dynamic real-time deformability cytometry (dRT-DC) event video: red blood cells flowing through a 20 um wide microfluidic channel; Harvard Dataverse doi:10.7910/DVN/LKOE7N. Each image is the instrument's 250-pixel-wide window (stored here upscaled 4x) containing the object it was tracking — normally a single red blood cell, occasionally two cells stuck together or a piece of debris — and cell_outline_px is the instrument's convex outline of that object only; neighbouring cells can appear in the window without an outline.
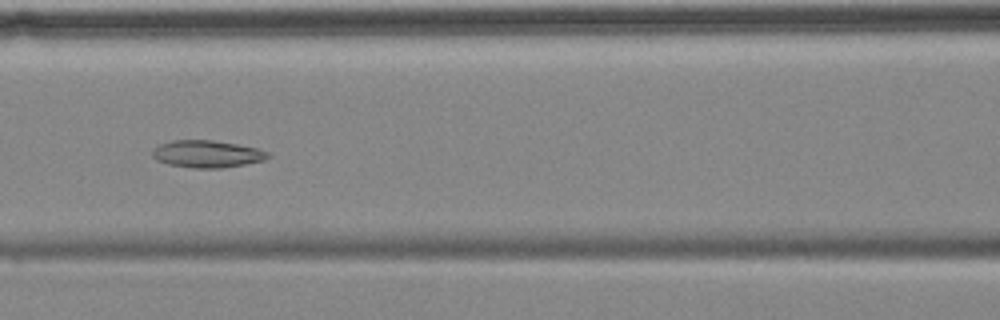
{"species": "common noctule bat (a hibernating species)", "species_latin": "Nyctalus noctula", "temperature_condition": "cold", "stored_images_in_passage": 9, "camera_frame_rate_fps": 3000, "um_per_image_px": 0.085, "animal": {"sex": "female", "body_mass_g": 18.4}, "frame": {"image": 1, "passage_image": 6, "time_ms": 6.0, "image_size_px": [1000, 320], "cell_outline_px": [[272, 156], [264, 160], [244, 164], [220, 168], [192, 168], [168, 164], [156, 160], [152, 156], [152, 148], [160, 144], [172, 140], [212, 140], [236, 144], [256, 148], [268, 152]], "centroid_in_image_um": [17.57, 13.08], "position_along_channel_um": 149.0, "area_um2": 18.32}}
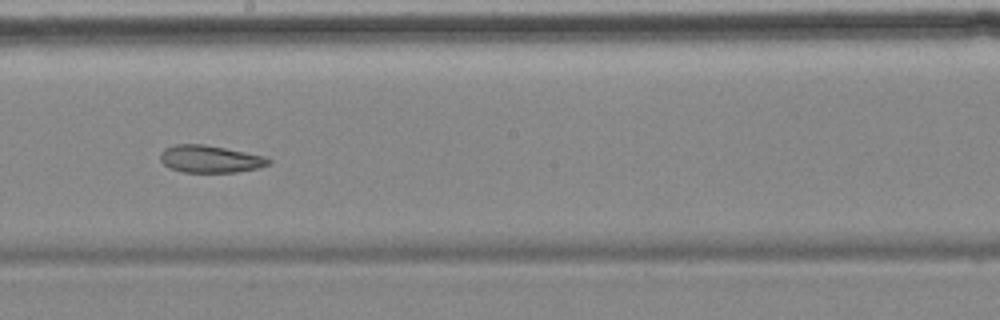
{"frame": {"image": 2, "passage_image": 8, "time_ms": 8.333, "image_size_px": [1000, 320], "cell_outline_px": [[272, 160], [268, 164], [260, 168], [236, 172], [184, 172], [172, 168], [164, 164], [160, 160], [160, 156], [164, 148], [176, 144], [204, 144], [264, 156]], "centroid_in_image_um": [17.86, 13.51], "position_along_channel_um": 230.3, "area_um2": 17.05}}
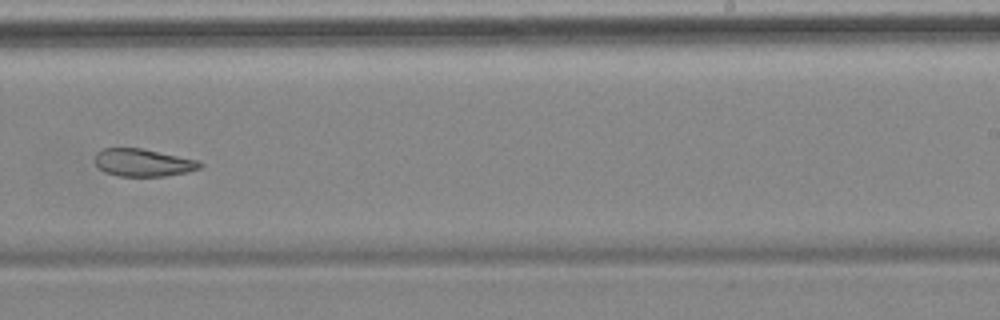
{"frame": {"image": 3, "passage_image": 9, "time_ms": 9.667, "image_size_px": [1000, 320], "cell_outline_px": [[204, 164], [200, 168], [184, 172], [164, 176], [120, 176], [104, 172], [96, 164], [96, 152], [104, 148], [140, 148], [200, 160]], "centroid_in_image_um": [12.18, 13.82], "position_along_channel_um": 276.8, "area_um2": 16.76}}